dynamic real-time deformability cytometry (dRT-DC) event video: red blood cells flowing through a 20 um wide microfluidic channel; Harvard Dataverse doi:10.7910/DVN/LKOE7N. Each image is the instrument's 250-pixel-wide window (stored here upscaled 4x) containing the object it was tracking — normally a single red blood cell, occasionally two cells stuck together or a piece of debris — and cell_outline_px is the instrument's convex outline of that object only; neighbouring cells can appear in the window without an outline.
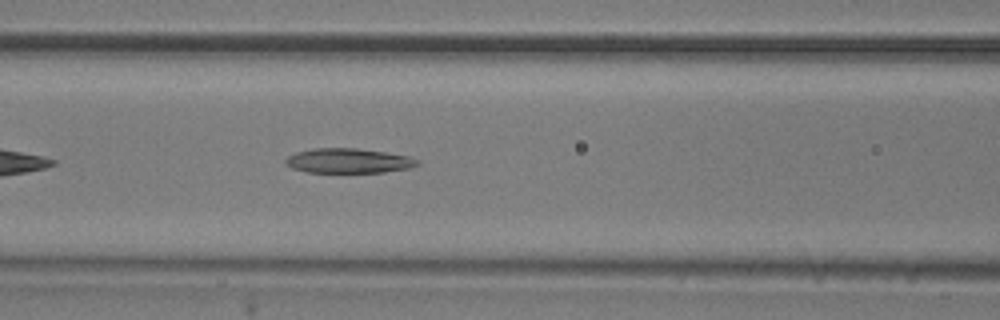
{"species": "common noctule bat (a hibernating species)", "species_latin": "Nyctalus noctula", "temperature_condition": "room temperature", "stored_images_in_passage": 32, "camera_frame_rate_fps": 3000, "um_per_image_px": 0.085, "animal": {"sex": "male", "body_mass_g": 20.5, "forearm_length_mm": 52.5}, "frame": {"image": 1, "passage_image": 10, "time_ms": 3.0, "image_size_px": [1000, 320], "cell_outline_px": [[420, 164], [408, 168], [384, 172], [308, 172], [292, 168], [284, 160], [288, 156], [296, 152], [312, 148], [356, 148], [384, 152], [408, 156], [420, 160]], "centroid_in_image_um": [29.63, 13.66], "position_along_channel_um": 137.0, "area_um2": 18.84}}
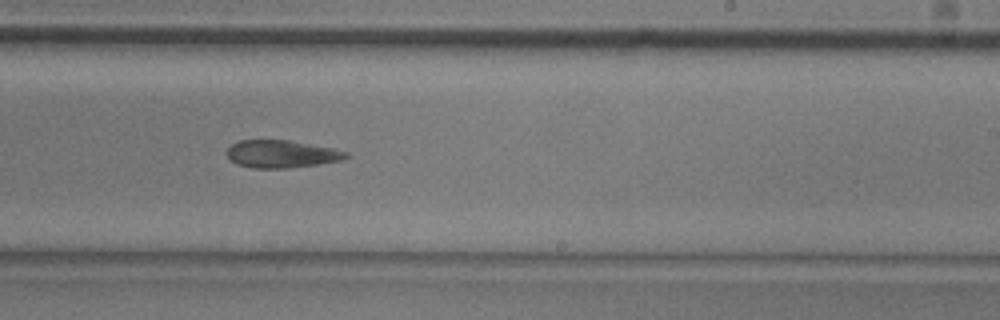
{"frame": {"image": 2, "passage_image": 20, "time_ms": 6.333, "image_size_px": [1000, 320], "cell_outline_px": [[348, 156], [340, 160], [316, 164], [288, 168], [252, 168], [236, 164], [228, 160], [228, 148], [232, 144], [240, 140], [288, 140], [336, 148], [348, 152]], "centroid_in_image_um": [23.91, 13.08], "position_along_channel_um": 265.1, "area_um2": 19.13}}
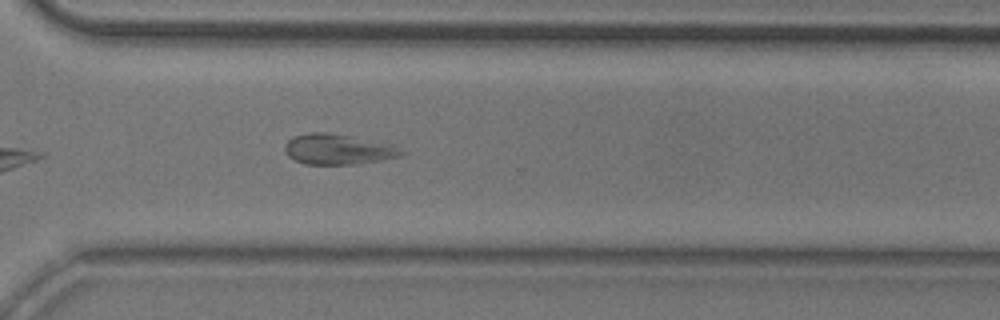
{"frame": {"image": 3, "passage_image": 26, "time_ms": 8.333, "image_size_px": [1000, 320], "cell_outline_px": [[408, 152], [400, 156], [380, 160], [356, 164], [304, 164], [288, 156], [284, 148], [284, 144], [292, 136], [308, 132], [328, 132], [348, 136]], "centroid_in_image_um": [28.56, 12.7], "position_along_channel_um": 342.0, "area_um2": 19.88}, "authors_computed_cell_mechanics": {"area_um2": 19.8832, "velocity_mm_per_s": 3.8507, "shape_relaxation_time_tau1_ms": null, "shape_relaxation_time_tau2_ms": 3.4222, "deformation_change_tau1": null, "deformation_change_tau2": 0.1066}}